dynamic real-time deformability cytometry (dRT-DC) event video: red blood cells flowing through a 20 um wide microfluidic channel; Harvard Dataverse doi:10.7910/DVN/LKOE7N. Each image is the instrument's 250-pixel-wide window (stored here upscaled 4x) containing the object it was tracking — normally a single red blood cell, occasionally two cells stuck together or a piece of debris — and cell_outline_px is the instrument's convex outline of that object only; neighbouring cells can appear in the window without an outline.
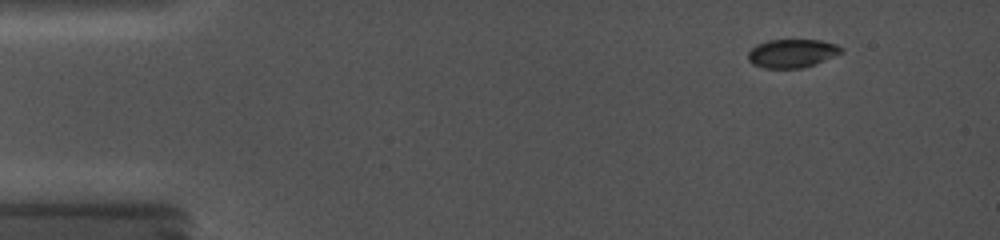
{"species": "common noctule bat (a hibernating species)", "species_latin": "Nyctalus noctula", "temperature_condition": "cold", "stored_images_in_passage": 16, "camera_frame_rate_fps": 5000, "um_per_image_px": 0.085, "animal": {"sex": "female", "body_mass_g": 19.0, "forearm_length_mm": 56.7}, "frame": {"image": 1, "passage_image": 10, "time_ms": 1.8, "image_size_px": [1000, 240], "cell_outline_px": [[844, 52], [804, 68], [764, 68], [752, 64], [748, 60], [748, 52], [756, 44], [768, 40], [820, 40], [836, 44], [844, 48]], "centroid_in_image_um": [67.32, 4.53], "position_along_channel_um": 17.7, "area_um2": 15.55}}